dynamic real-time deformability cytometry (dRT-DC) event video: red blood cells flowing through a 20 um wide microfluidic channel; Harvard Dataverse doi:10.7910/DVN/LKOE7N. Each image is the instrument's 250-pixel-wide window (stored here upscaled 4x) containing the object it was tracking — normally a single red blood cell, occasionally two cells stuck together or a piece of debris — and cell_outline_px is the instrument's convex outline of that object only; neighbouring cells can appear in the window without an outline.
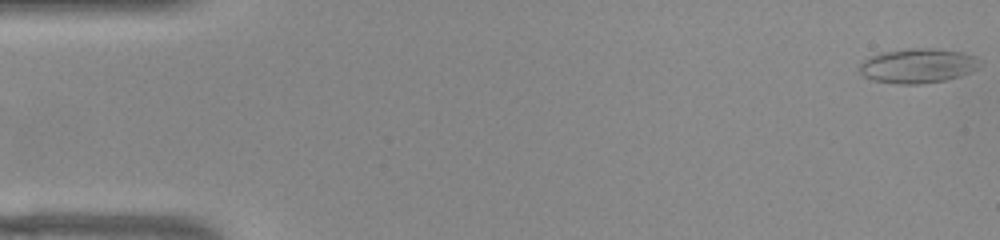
{"species": "common noctule bat (a hibernating species)", "species_latin": "Nyctalus noctula", "temperature_condition": "warm", "stored_images_in_passage": 53, "camera_frame_rate_fps": 3000, "um_per_image_px": 0.085, "animal": {"sex": "female", "body_mass_g": 22.0, "forearm_length_mm": 56.7}, "frame": {"image": 1, "passage_image": 1, "time_ms": 0.0, "image_size_px": [1000, 240], "cell_outline_px": [[976, 68], [960, 76], [944, 80], [920, 84], [900, 84], [872, 80], [864, 76], [860, 72], [860, 64], [864, 60], [880, 52], [908, 48], [936, 48], [960, 52], [976, 56]], "centroid_in_image_um": [77.95, 5.58], "position_along_channel_um": 7.0, "area_um2": 23.93}}
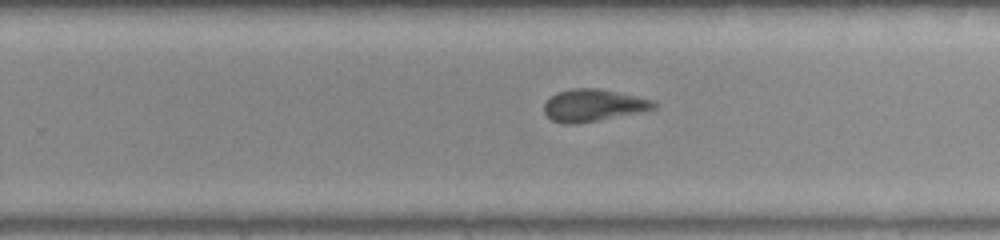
{"frame": {"image": 2, "passage_image": 33, "time_ms": 10.667, "image_size_px": [1000, 240], "cell_outline_px": [[656, 108], [640, 112], [576, 124], [564, 124], [552, 120], [544, 112], [544, 104], [556, 92], [572, 88], [600, 88], [656, 100]], "centroid_in_image_um": [50.44, 8.94], "position_along_channel_um": 279.4, "area_um2": 20.58}}
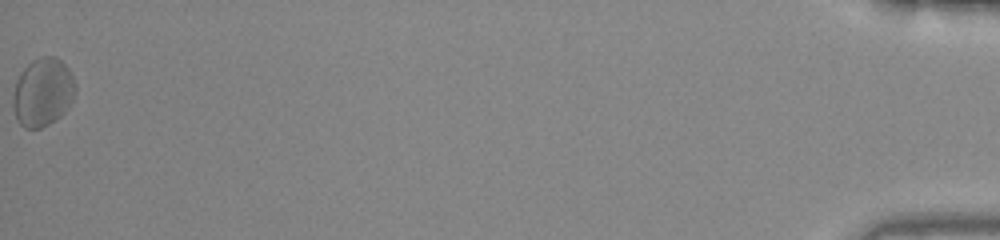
{"frame": {"image": 3, "passage_image": 53, "time_ms": 17.333, "image_size_px": [1000, 240], "cell_outline_px": [[76, 92], [72, 100], [64, 112], [60, 116], [48, 124], [40, 128], [24, 128], [16, 120], [12, 104], [12, 100], [16, 80], [20, 72], [32, 60], [40, 56], [52, 56], [60, 60], [68, 68], [76, 84]], "centroid_in_image_um": [3.62, 7.83], "position_along_channel_um": 431.6, "area_um2": 24.91}, "authors_computed_cell_mechanics": {"area_um2": 21.0392, "velocity_mm_per_s": 3.8644, "shape_relaxation_time_tau1_ms": null, "shape_relaxation_time_tau2_ms": 2.9291, "deformation_change_tau1": null, "deformation_change_tau2": 0.1022}}